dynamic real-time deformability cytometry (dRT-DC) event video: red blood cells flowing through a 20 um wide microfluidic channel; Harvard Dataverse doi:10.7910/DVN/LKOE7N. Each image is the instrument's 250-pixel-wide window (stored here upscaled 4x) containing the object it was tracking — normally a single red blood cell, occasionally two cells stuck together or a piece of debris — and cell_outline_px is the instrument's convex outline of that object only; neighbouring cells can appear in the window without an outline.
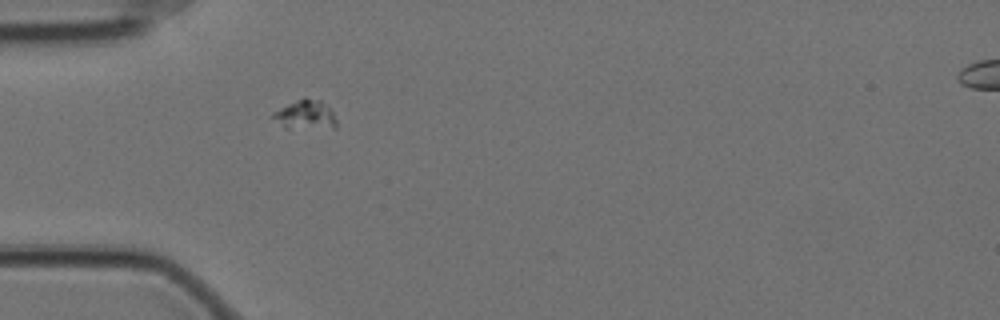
{"species": "Egyptian fruit bat (a non-hibernating species)", "species_latin": "Rousettus aegyptiacus", "temperature_condition": "cold", "stored_images_in_passage": 4, "camera_frame_rate_fps": 3000, "um_per_image_px": 0.085, "animal": {"sex": "female"}, "frame": {"image": 1, "passage_image": 2, "time_ms": 0.333, "image_size_px": [1000, 320], "cell_outline_px": [[336, 128], [284, 128], [268, 116], [272, 112], [304, 96], [320, 100], [332, 112], [336, 120]], "centroid_in_image_um": [25.89, 9.76], "position_along_channel_um": 59.1, "area_um2": 10.98}}